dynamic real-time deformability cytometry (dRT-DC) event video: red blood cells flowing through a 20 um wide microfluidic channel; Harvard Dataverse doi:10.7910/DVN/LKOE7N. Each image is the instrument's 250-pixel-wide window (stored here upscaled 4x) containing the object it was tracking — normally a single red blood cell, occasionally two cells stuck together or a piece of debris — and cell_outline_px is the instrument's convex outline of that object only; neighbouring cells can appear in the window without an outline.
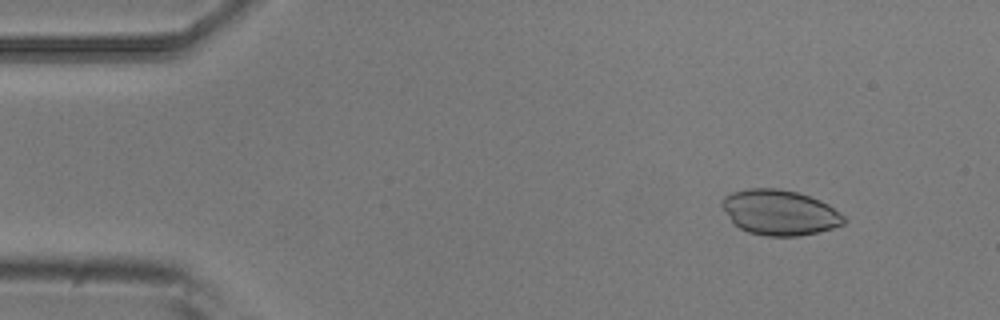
{"species": "common noctule bat (a hibernating species)", "species_latin": "Nyctalus noctula", "temperature_condition": "room temperature", "stored_images_in_passage": 4, "camera_frame_rate_fps": 3000, "um_per_image_px": 0.085, "animal": {"sex": "male", "body_mass_g": 20.5, "forearm_length_mm": 52.5}, "frame": {"image": 1, "passage_image": 1, "time_ms": 0.0, "image_size_px": [1000, 320], "cell_outline_px": [[844, 224], [832, 228], [800, 236], [768, 236], [748, 232], [740, 228], [732, 220], [720, 204], [724, 196], [732, 192], [748, 188], [780, 188], [796, 192], [820, 200], [828, 204], [844, 216]], "centroid_in_image_um": [66.26, 18.05], "position_along_channel_um": 18.7, "area_um2": 31.91}}